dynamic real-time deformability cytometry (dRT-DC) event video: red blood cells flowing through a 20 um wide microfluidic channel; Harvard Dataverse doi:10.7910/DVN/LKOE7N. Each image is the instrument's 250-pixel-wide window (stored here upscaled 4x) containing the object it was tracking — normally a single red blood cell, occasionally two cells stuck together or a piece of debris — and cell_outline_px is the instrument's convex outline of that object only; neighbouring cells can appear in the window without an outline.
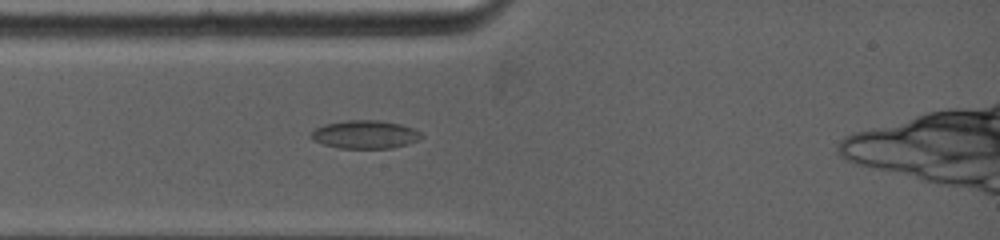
{"species": "common noctule bat (a hibernating species)", "species_latin": "Nyctalus noctula", "temperature_condition": "warm", "stored_images_in_passage": 85, "camera_frame_rate_fps": 5000, "um_per_image_px": 0.085, "animal": {"sex": "female", "body_mass_g": 19.0, "forearm_length_mm": 53.3}, "frame": {"image": 1, "passage_image": 17, "time_ms": 2.2, "image_size_px": [1000, 240], "cell_outline_px": [[424, 136], [420, 140], [408, 144], [392, 148], [340, 148], [324, 144], [312, 140], [308, 136], [316, 128], [324, 124], [348, 120], [380, 120], [400, 124], [412, 128], [420, 132]], "centroid_in_image_um": [31.04, 11.43], "position_along_channel_um": 54.0, "area_um2": 18.21}}
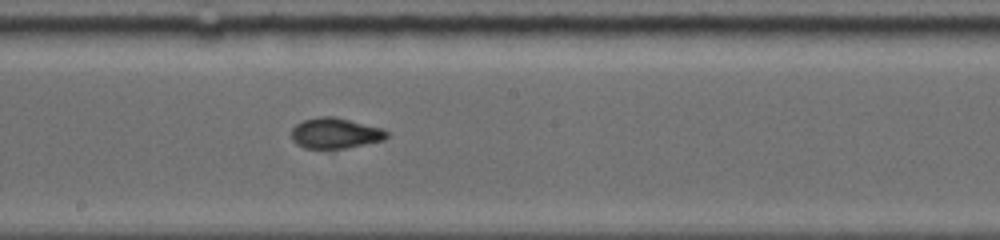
{"frame": {"image": 2, "passage_image": 43, "time_ms": 6.4, "image_size_px": [1000, 240], "cell_outline_px": [[388, 136], [384, 140], [348, 148], [304, 148], [296, 144], [292, 140], [292, 128], [296, 124], [304, 120], [320, 116], [336, 116], [384, 128], [388, 132]], "centroid_in_image_um": [28.52, 11.31], "position_along_channel_um": 219.7, "area_um2": 17.22}}
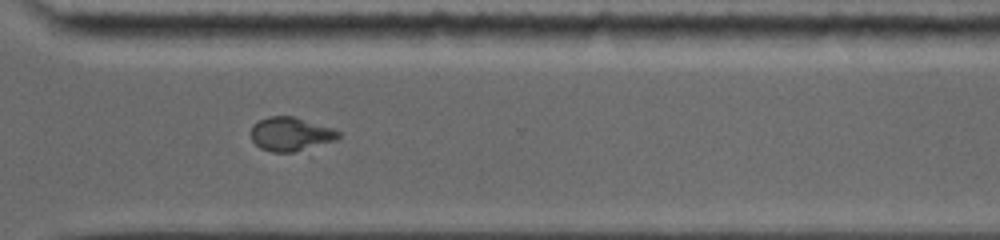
{"frame": {"image": 3, "passage_image": 66, "time_ms": 9.6, "image_size_px": [1000, 240], "cell_outline_px": [[340, 136], [336, 140], [292, 152], [272, 152], [260, 148], [252, 140], [252, 124], [268, 116], [296, 116], [332, 128], [340, 132]], "centroid_in_image_um": [24.7, 11.38], "position_along_channel_um": 345.9, "area_um2": 17.11}}